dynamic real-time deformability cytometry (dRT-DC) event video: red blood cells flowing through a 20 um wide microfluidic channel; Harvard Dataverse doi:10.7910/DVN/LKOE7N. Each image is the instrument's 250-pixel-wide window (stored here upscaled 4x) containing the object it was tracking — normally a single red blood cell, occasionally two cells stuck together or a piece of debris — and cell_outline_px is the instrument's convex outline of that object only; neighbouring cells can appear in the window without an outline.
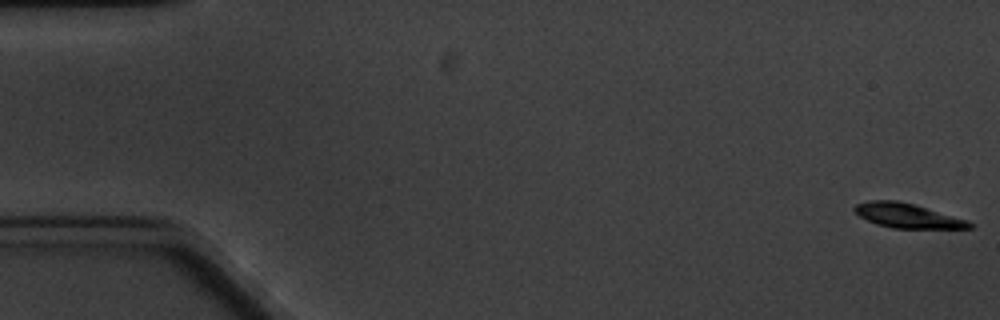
{"species": "common noctule bat (a hibernating species)", "species_latin": "Nyctalus noctula", "temperature_condition": "cold", "stored_images_in_passage": 9, "camera_frame_rate_fps": 3000, "um_per_image_px": 0.085, "animal": {"sex": "male", "body_mass_g": 20.1, "forearm_length_mm": 53.5}, "frame": {"image": 1, "passage_image": 1, "time_ms": 0.0, "image_size_px": [1000, 320], "cell_outline_px": [[972, 228], [892, 228], [876, 224], [860, 216], [852, 208], [856, 204], [868, 200], [896, 200], [912, 204], [968, 220], [972, 224]], "centroid_in_image_um": [77.09, 18.33], "position_along_channel_um": 7.9, "area_um2": 16.13}}
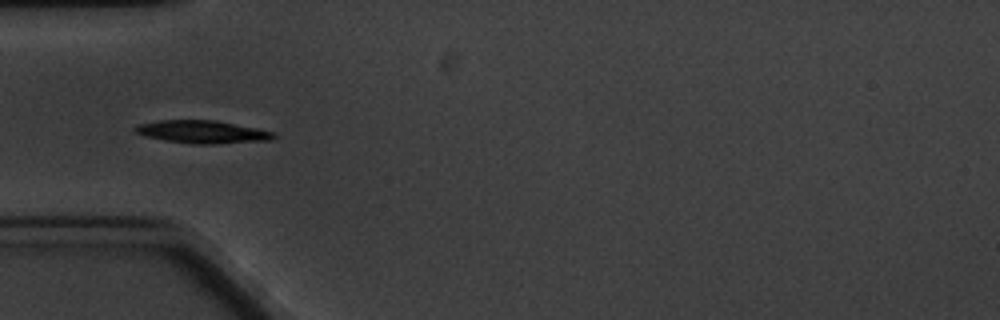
{"frame": {"image": 2, "passage_image": 6, "time_ms": 6.0, "image_size_px": [1000, 320], "cell_outline_px": [[276, 136], [272, 140], [212, 144], [192, 144], [164, 140], [144, 136], [136, 132], [132, 128], [136, 124], [160, 120], [216, 120], [256, 128], [272, 132]], "centroid_in_image_um": [17.15, 11.21], "position_along_channel_um": 67.9, "area_um2": 18.44}}